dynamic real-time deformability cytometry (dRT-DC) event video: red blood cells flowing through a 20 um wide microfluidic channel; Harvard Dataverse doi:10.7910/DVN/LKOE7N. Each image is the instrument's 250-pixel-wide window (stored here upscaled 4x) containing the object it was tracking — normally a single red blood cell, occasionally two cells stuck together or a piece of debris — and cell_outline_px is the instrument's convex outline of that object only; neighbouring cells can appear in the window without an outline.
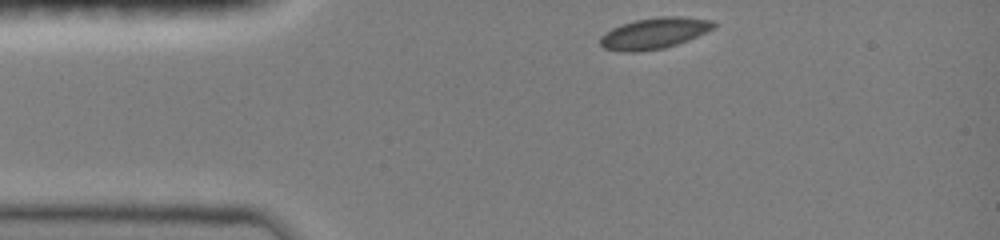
{"species": "common noctule bat (a hibernating species)", "species_latin": "Nyctalus noctula", "temperature_condition": "room temperature", "stored_images_in_passage": 34, "camera_frame_rate_fps": 3000, "um_per_image_px": 0.085, "animal": {"sex": "female", "body_mass_g": 19.0, "forearm_length_mm": 51.5}, "frame": {"image": 1, "passage_image": 1, "time_ms": 0.0, "image_size_px": [1000, 240], "cell_outline_px": [[716, 28], [688, 40], [664, 48], [640, 52], [620, 52], [604, 48], [600, 44], [600, 36], [604, 32], [612, 28], [636, 20], [660, 16], [680, 16], [712, 20], [716, 24]], "centroid_in_image_um": [55.61, 2.83], "position_along_channel_um": 29.4, "area_um2": 20.69}}
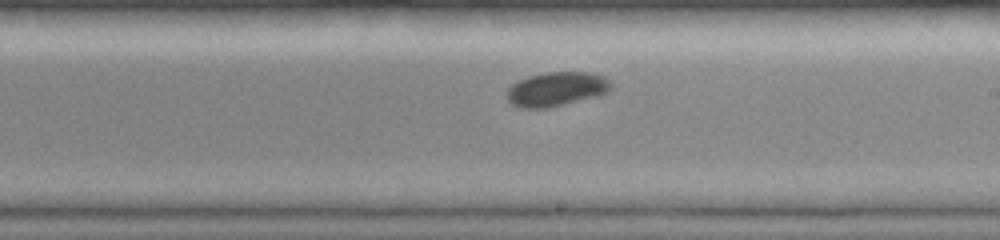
{"frame": {"image": 2, "passage_image": 20, "time_ms": 6.333, "image_size_px": [1000, 240], "cell_outline_px": [[612, 88], [608, 92], [596, 96], [548, 108], [520, 108], [512, 104], [504, 96], [508, 88], [512, 84], [528, 76], [544, 72], [592, 72], [604, 76], [612, 84]], "centroid_in_image_um": [47.28, 7.57], "position_along_channel_um": 241.7, "area_um2": 20.92}}
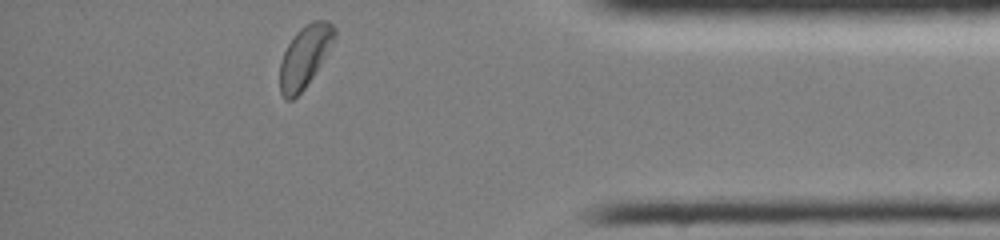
{"frame": {"image": 3, "passage_image": 34, "time_ms": 11.0, "image_size_px": [1000, 240], "cell_outline_px": [[336, 36], [320, 64], [304, 88], [292, 100], [284, 100], [280, 92], [280, 64], [284, 52], [288, 44], [296, 32], [300, 28], [312, 20], [328, 20], [336, 28]], "centroid_in_image_um": [25.89, 4.78], "position_along_channel_um": 409.3, "area_um2": 19.36}, "authors_computed_cell_mechanics": {"area_um2": 20.6346, "velocity_mm_per_s": 4.0027, "shape_relaxation_time_tau1_ms": 5.8832, "shape_relaxation_time_tau2_ms": null, "deformation_change_tau1": 0.1008, "deformation_change_tau2": null}}